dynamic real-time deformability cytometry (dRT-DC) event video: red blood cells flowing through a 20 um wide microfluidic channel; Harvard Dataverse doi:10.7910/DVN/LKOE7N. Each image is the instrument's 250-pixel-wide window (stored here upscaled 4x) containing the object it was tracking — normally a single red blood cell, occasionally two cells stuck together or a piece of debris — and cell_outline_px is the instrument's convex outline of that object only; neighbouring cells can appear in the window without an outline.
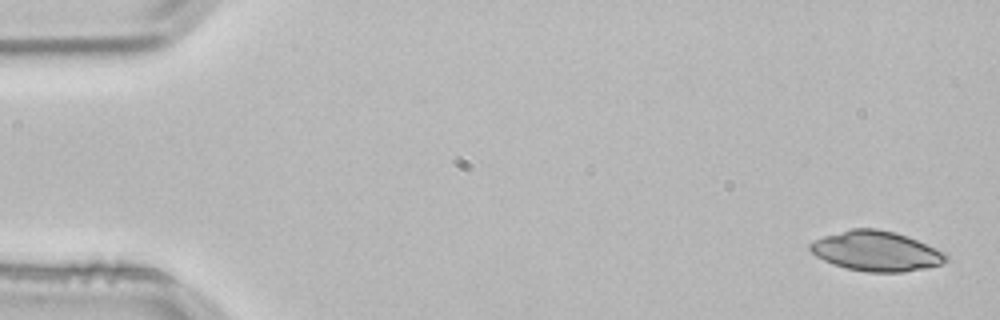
{"species": "common noctule bat (a hibernating species)", "species_latin": "Nyctalus noctula", "temperature_condition": "room temperature", "stored_images_in_passage": 4, "camera_frame_rate_fps": 3000, "um_per_image_px": 0.085, "animal": {"sex": "male", "body_mass_g": 21.5, "forearm_length_mm": 52.0}, "frame": {"image": 1, "passage_image": 1, "time_ms": 0.0, "image_size_px": [1000, 320], "cell_outline_px": [[948, 256], [944, 264], [904, 272], [864, 272], [844, 268], [832, 264], [816, 256], [808, 248], [808, 244], [812, 240], [824, 236], [852, 228], [876, 228], [896, 232], [908, 236], [944, 252]], "centroid_in_image_um": [74.45, 21.34], "position_along_channel_um": 10.5, "area_um2": 31.85}}